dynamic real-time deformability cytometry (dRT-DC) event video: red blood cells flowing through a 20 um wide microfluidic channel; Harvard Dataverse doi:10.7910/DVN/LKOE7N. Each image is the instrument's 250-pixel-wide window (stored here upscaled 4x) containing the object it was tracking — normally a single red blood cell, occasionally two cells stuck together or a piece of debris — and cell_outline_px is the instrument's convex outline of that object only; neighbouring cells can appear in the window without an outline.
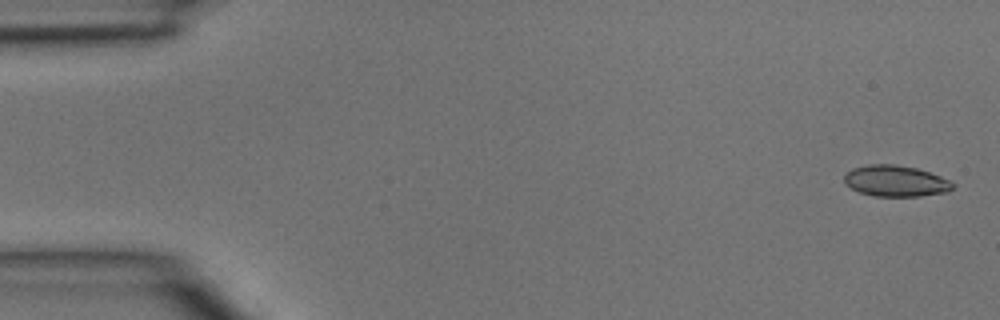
{"species": "common noctule bat (a hibernating species)", "species_latin": "Nyctalus noctula", "temperature_condition": "room temperature", "stored_images_in_passage": 3, "camera_frame_rate_fps": 3000, "um_per_image_px": 0.085, "animal": {"sex": "male", "body_mass_g": 15.6}, "frame": {"image": 1, "passage_image": 1, "time_ms": 0.0, "image_size_px": [1000, 320], "cell_outline_px": [[956, 184], [948, 192], [920, 196], [876, 196], [860, 192], [844, 184], [844, 176], [852, 168], [868, 164], [896, 164], [916, 168], [940, 176]], "centroid_in_image_um": [76.13, 15.38], "position_along_channel_um": 8.9, "area_um2": 19.65}}